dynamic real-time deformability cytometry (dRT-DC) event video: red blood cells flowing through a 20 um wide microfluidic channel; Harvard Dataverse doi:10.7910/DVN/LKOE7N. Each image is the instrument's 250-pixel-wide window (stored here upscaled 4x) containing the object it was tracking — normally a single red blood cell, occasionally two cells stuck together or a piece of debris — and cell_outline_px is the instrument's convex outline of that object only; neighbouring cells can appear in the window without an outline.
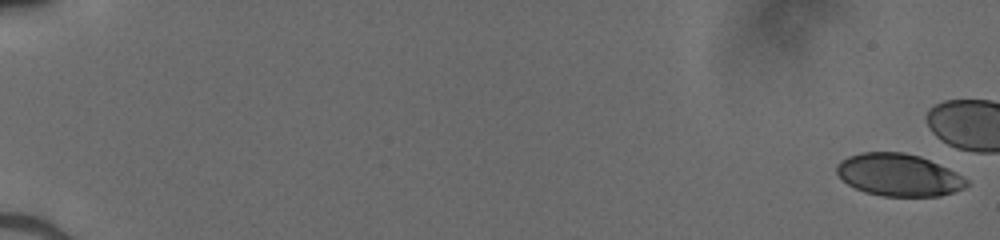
{"species": "human", "species_latin": "Homo sapiens", "temperature_condition": "cold", "stored_images_in_passage": 22, "camera_frame_rate_fps": 3000, "um_per_image_px": 0.085, "donor": {"sex": "male"}, "frame": {"image": 1, "passage_image": 1, "time_ms": 0.0, "image_size_px": [1000, 240], "cell_outline_px": [[968, 184], [964, 188], [940, 196], [884, 196], [864, 192], [848, 184], [836, 172], [836, 164], [840, 160], [848, 156], [860, 152], [904, 152], [920, 156], [948, 168], [956, 172], [968, 180]], "centroid_in_image_um": [76.37, 14.86], "position_along_channel_um": 8.6, "area_um2": 32.02}}